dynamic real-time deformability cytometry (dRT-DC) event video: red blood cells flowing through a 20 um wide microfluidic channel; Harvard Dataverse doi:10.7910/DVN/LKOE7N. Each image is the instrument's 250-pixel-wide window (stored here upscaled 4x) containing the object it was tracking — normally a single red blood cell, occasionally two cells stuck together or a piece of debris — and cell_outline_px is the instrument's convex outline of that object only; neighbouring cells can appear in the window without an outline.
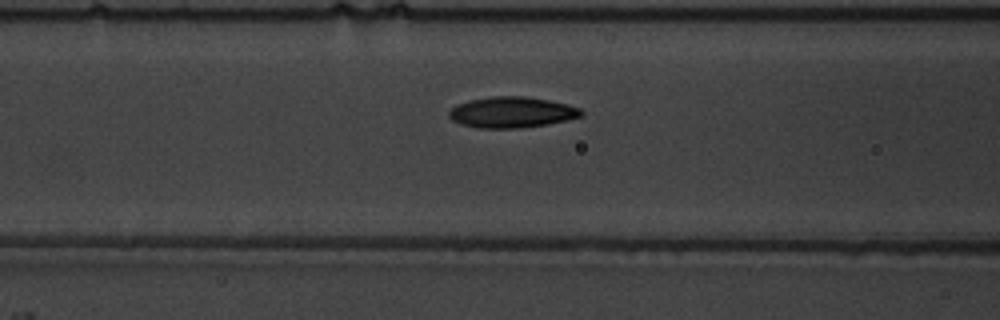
{"species": "common noctule bat (a hibernating species)", "species_latin": "Nyctalus noctula", "temperature_condition": "warm", "stored_images_in_passage": 51, "camera_frame_rate_fps": 3000, "um_per_image_px": 0.085, "animal": {"sex": "male", "body_mass_g": 19.5, "forearm_length_mm": 54.6}, "frame": {"image": 1, "passage_image": 19, "time_ms": 6.0, "image_size_px": [1000, 320], "cell_outline_px": [[584, 112], [580, 116], [568, 120], [548, 124], [520, 128], [476, 128], [460, 124], [452, 120], [448, 116], [448, 112], [452, 108], [468, 100], [492, 96], [524, 96], [548, 100], [568, 104], [580, 108]], "centroid_in_image_um": [43.5, 9.55], "position_along_channel_um": 123.1, "area_um2": 23.87}}
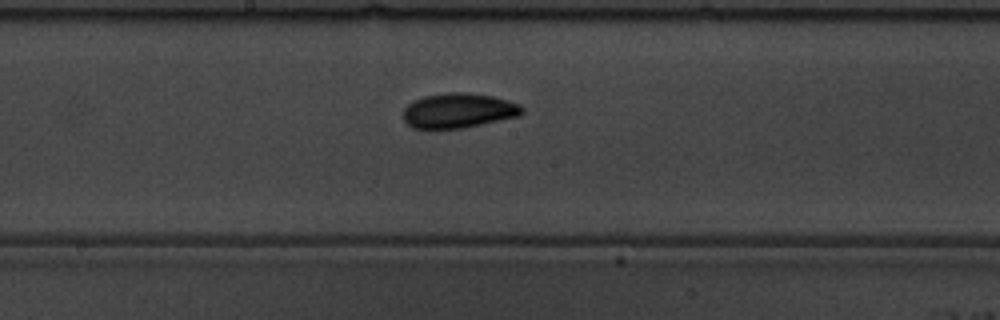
{"frame": {"image": 2, "passage_image": 26, "time_ms": 8.333, "image_size_px": [1000, 320], "cell_outline_px": [[524, 112], [520, 116], [464, 128], [412, 128], [404, 120], [404, 108], [412, 100], [424, 96], [448, 92], [468, 92], [492, 96], [520, 104], [524, 108]], "centroid_in_image_um": [38.99, 9.39], "position_along_channel_um": 209.2, "area_um2": 24.22}}
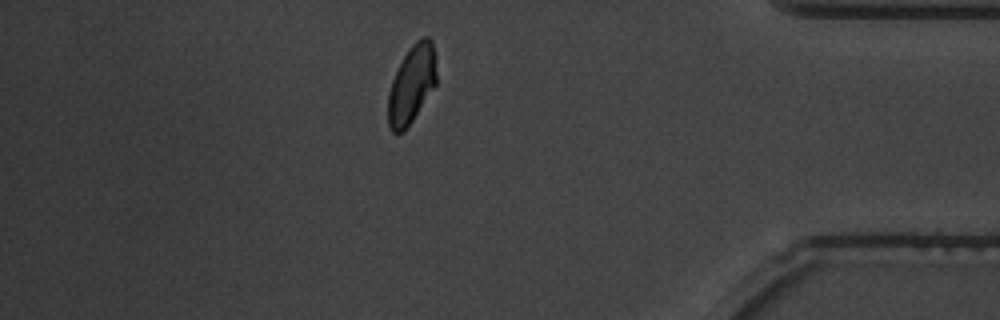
{"frame": {"image": 3, "passage_image": 44, "time_ms": 14.333, "image_size_px": [1000, 320], "cell_outline_px": [[436, 84], [404, 132], [392, 132], [388, 124], [388, 92], [392, 80], [408, 48], [416, 40], [424, 36], [428, 36], [432, 40], [436, 56]], "centroid_in_image_um": [35.0, 7.13], "position_along_channel_um": 400.2, "area_um2": 21.96}, "authors_computed_cell_mechanics": {"area_um2": 22.6576, "velocity_mm_per_s": 3.6913, "shape_relaxation_time_tau1_ms": 3.4353, "shape_relaxation_time_tau2_ms": 1.8962, "deformation_change_tau1": 0.141, "deformation_change_tau2": 0.0672}}